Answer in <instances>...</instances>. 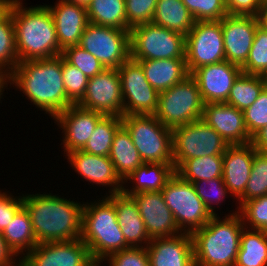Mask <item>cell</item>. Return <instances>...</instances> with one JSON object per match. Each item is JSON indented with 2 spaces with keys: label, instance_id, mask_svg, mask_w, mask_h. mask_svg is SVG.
<instances>
[{
  "label": "cell",
  "instance_id": "1",
  "mask_svg": "<svg viewBox=\"0 0 267 266\" xmlns=\"http://www.w3.org/2000/svg\"><path fill=\"white\" fill-rule=\"evenodd\" d=\"M11 85L52 120L74 104L67 97L64 87L61 55L49 59L20 61L10 73Z\"/></svg>",
  "mask_w": 267,
  "mask_h": 266
},
{
  "label": "cell",
  "instance_id": "2",
  "mask_svg": "<svg viewBox=\"0 0 267 266\" xmlns=\"http://www.w3.org/2000/svg\"><path fill=\"white\" fill-rule=\"evenodd\" d=\"M83 206L84 202L58 194H23V207L29 213L38 244L80 239Z\"/></svg>",
  "mask_w": 267,
  "mask_h": 266
},
{
  "label": "cell",
  "instance_id": "3",
  "mask_svg": "<svg viewBox=\"0 0 267 266\" xmlns=\"http://www.w3.org/2000/svg\"><path fill=\"white\" fill-rule=\"evenodd\" d=\"M18 60L49 59L60 56L53 16L44 5L24 7L23 0H11Z\"/></svg>",
  "mask_w": 267,
  "mask_h": 266
},
{
  "label": "cell",
  "instance_id": "4",
  "mask_svg": "<svg viewBox=\"0 0 267 266\" xmlns=\"http://www.w3.org/2000/svg\"><path fill=\"white\" fill-rule=\"evenodd\" d=\"M232 213L212 216L205 226L191 233L195 266H234L245 227L239 207Z\"/></svg>",
  "mask_w": 267,
  "mask_h": 266
},
{
  "label": "cell",
  "instance_id": "5",
  "mask_svg": "<svg viewBox=\"0 0 267 266\" xmlns=\"http://www.w3.org/2000/svg\"><path fill=\"white\" fill-rule=\"evenodd\" d=\"M84 202L81 240L89 248L93 261L103 263L109 255L130 248L118 225L113 201L102 196Z\"/></svg>",
  "mask_w": 267,
  "mask_h": 266
},
{
  "label": "cell",
  "instance_id": "6",
  "mask_svg": "<svg viewBox=\"0 0 267 266\" xmlns=\"http://www.w3.org/2000/svg\"><path fill=\"white\" fill-rule=\"evenodd\" d=\"M121 118L144 163H174L172 129L165 127L155 115Z\"/></svg>",
  "mask_w": 267,
  "mask_h": 266
},
{
  "label": "cell",
  "instance_id": "7",
  "mask_svg": "<svg viewBox=\"0 0 267 266\" xmlns=\"http://www.w3.org/2000/svg\"><path fill=\"white\" fill-rule=\"evenodd\" d=\"M204 101L195 79L189 75L171 88L159 92L158 108L154 114L170 129L202 118Z\"/></svg>",
  "mask_w": 267,
  "mask_h": 266
},
{
  "label": "cell",
  "instance_id": "8",
  "mask_svg": "<svg viewBox=\"0 0 267 266\" xmlns=\"http://www.w3.org/2000/svg\"><path fill=\"white\" fill-rule=\"evenodd\" d=\"M165 203L182 233H192L207 224L212 215L195 192L192 183L174 173L161 190Z\"/></svg>",
  "mask_w": 267,
  "mask_h": 266
},
{
  "label": "cell",
  "instance_id": "9",
  "mask_svg": "<svg viewBox=\"0 0 267 266\" xmlns=\"http://www.w3.org/2000/svg\"><path fill=\"white\" fill-rule=\"evenodd\" d=\"M130 56L134 60L185 58V36L151 23L130 29Z\"/></svg>",
  "mask_w": 267,
  "mask_h": 266
},
{
  "label": "cell",
  "instance_id": "10",
  "mask_svg": "<svg viewBox=\"0 0 267 266\" xmlns=\"http://www.w3.org/2000/svg\"><path fill=\"white\" fill-rule=\"evenodd\" d=\"M172 143L175 170L186 160L223 155L229 146L226 140L202 119L174 128Z\"/></svg>",
  "mask_w": 267,
  "mask_h": 266
},
{
  "label": "cell",
  "instance_id": "11",
  "mask_svg": "<svg viewBox=\"0 0 267 266\" xmlns=\"http://www.w3.org/2000/svg\"><path fill=\"white\" fill-rule=\"evenodd\" d=\"M79 46L106 69H118L130 56V31L88 23Z\"/></svg>",
  "mask_w": 267,
  "mask_h": 266
},
{
  "label": "cell",
  "instance_id": "12",
  "mask_svg": "<svg viewBox=\"0 0 267 266\" xmlns=\"http://www.w3.org/2000/svg\"><path fill=\"white\" fill-rule=\"evenodd\" d=\"M185 60L189 74L195 69L226 60L219 21H195L185 36Z\"/></svg>",
  "mask_w": 267,
  "mask_h": 266
},
{
  "label": "cell",
  "instance_id": "13",
  "mask_svg": "<svg viewBox=\"0 0 267 266\" xmlns=\"http://www.w3.org/2000/svg\"><path fill=\"white\" fill-rule=\"evenodd\" d=\"M123 97V116L154 115L158 108L159 92L145 77L141 64L131 57L119 68Z\"/></svg>",
  "mask_w": 267,
  "mask_h": 266
},
{
  "label": "cell",
  "instance_id": "14",
  "mask_svg": "<svg viewBox=\"0 0 267 266\" xmlns=\"http://www.w3.org/2000/svg\"><path fill=\"white\" fill-rule=\"evenodd\" d=\"M78 106L105 116H123V97L118 69H104L89 78L87 88Z\"/></svg>",
  "mask_w": 267,
  "mask_h": 266
},
{
  "label": "cell",
  "instance_id": "15",
  "mask_svg": "<svg viewBox=\"0 0 267 266\" xmlns=\"http://www.w3.org/2000/svg\"><path fill=\"white\" fill-rule=\"evenodd\" d=\"M93 261L81 239L39 243L21 259L22 266H88Z\"/></svg>",
  "mask_w": 267,
  "mask_h": 266
},
{
  "label": "cell",
  "instance_id": "16",
  "mask_svg": "<svg viewBox=\"0 0 267 266\" xmlns=\"http://www.w3.org/2000/svg\"><path fill=\"white\" fill-rule=\"evenodd\" d=\"M102 113L84 109L77 104H73L60 114H58L53 120L57 123V126L62 130L63 139L61 144L63 145L64 156L65 154L82 150L91 137L97 123L104 117Z\"/></svg>",
  "mask_w": 267,
  "mask_h": 266
},
{
  "label": "cell",
  "instance_id": "17",
  "mask_svg": "<svg viewBox=\"0 0 267 266\" xmlns=\"http://www.w3.org/2000/svg\"><path fill=\"white\" fill-rule=\"evenodd\" d=\"M242 68L227 60L201 66L190 75L195 79L204 103H226Z\"/></svg>",
  "mask_w": 267,
  "mask_h": 266
},
{
  "label": "cell",
  "instance_id": "18",
  "mask_svg": "<svg viewBox=\"0 0 267 266\" xmlns=\"http://www.w3.org/2000/svg\"><path fill=\"white\" fill-rule=\"evenodd\" d=\"M256 16L226 15L221 19L226 60L242 66L252 47L256 29Z\"/></svg>",
  "mask_w": 267,
  "mask_h": 266
},
{
  "label": "cell",
  "instance_id": "19",
  "mask_svg": "<svg viewBox=\"0 0 267 266\" xmlns=\"http://www.w3.org/2000/svg\"><path fill=\"white\" fill-rule=\"evenodd\" d=\"M65 156L78 177L82 176L85 181L96 184L97 187H109L108 194L105 191L106 195L122 193L123 181L117 175L109 156L93 155L83 150H75Z\"/></svg>",
  "mask_w": 267,
  "mask_h": 266
},
{
  "label": "cell",
  "instance_id": "20",
  "mask_svg": "<svg viewBox=\"0 0 267 266\" xmlns=\"http://www.w3.org/2000/svg\"><path fill=\"white\" fill-rule=\"evenodd\" d=\"M131 197L138 206L150 240L174 237L182 233L161 191L141 192Z\"/></svg>",
  "mask_w": 267,
  "mask_h": 266
},
{
  "label": "cell",
  "instance_id": "21",
  "mask_svg": "<svg viewBox=\"0 0 267 266\" xmlns=\"http://www.w3.org/2000/svg\"><path fill=\"white\" fill-rule=\"evenodd\" d=\"M50 5L46 6L53 16L61 55L66 48L79 46L89 23L87 9L86 6L64 0H57L55 5Z\"/></svg>",
  "mask_w": 267,
  "mask_h": 266
},
{
  "label": "cell",
  "instance_id": "22",
  "mask_svg": "<svg viewBox=\"0 0 267 266\" xmlns=\"http://www.w3.org/2000/svg\"><path fill=\"white\" fill-rule=\"evenodd\" d=\"M202 120L214 128L229 145L251 142L243 111L226 103H205Z\"/></svg>",
  "mask_w": 267,
  "mask_h": 266
},
{
  "label": "cell",
  "instance_id": "23",
  "mask_svg": "<svg viewBox=\"0 0 267 266\" xmlns=\"http://www.w3.org/2000/svg\"><path fill=\"white\" fill-rule=\"evenodd\" d=\"M256 153L251 143L229 145L223 154L222 178L234 200L245 191Z\"/></svg>",
  "mask_w": 267,
  "mask_h": 266
},
{
  "label": "cell",
  "instance_id": "24",
  "mask_svg": "<svg viewBox=\"0 0 267 266\" xmlns=\"http://www.w3.org/2000/svg\"><path fill=\"white\" fill-rule=\"evenodd\" d=\"M146 248L150 266H195L190 233L152 239Z\"/></svg>",
  "mask_w": 267,
  "mask_h": 266
},
{
  "label": "cell",
  "instance_id": "25",
  "mask_svg": "<svg viewBox=\"0 0 267 266\" xmlns=\"http://www.w3.org/2000/svg\"><path fill=\"white\" fill-rule=\"evenodd\" d=\"M114 203L118 225L129 247H146L151 241L138 206L131 196L123 193L107 195ZM143 244V245H142Z\"/></svg>",
  "mask_w": 267,
  "mask_h": 266
},
{
  "label": "cell",
  "instance_id": "26",
  "mask_svg": "<svg viewBox=\"0 0 267 266\" xmlns=\"http://www.w3.org/2000/svg\"><path fill=\"white\" fill-rule=\"evenodd\" d=\"M174 173V163H143L123 180L122 193L132 196L161 191ZM127 183L132 184L130 188L125 186Z\"/></svg>",
  "mask_w": 267,
  "mask_h": 266
},
{
  "label": "cell",
  "instance_id": "27",
  "mask_svg": "<svg viewBox=\"0 0 267 266\" xmlns=\"http://www.w3.org/2000/svg\"><path fill=\"white\" fill-rule=\"evenodd\" d=\"M136 61L141 64L147 81L158 92L171 88L190 75L185 58Z\"/></svg>",
  "mask_w": 267,
  "mask_h": 266
},
{
  "label": "cell",
  "instance_id": "28",
  "mask_svg": "<svg viewBox=\"0 0 267 266\" xmlns=\"http://www.w3.org/2000/svg\"><path fill=\"white\" fill-rule=\"evenodd\" d=\"M109 158L122 181L144 163L123 125L115 132Z\"/></svg>",
  "mask_w": 267,
  "mask_h": 266
},
{
  "label": "cell",
  "instance_id": "29",
  "mask_svg": "<svg viewBox=\"0 0 267 266\" xmlns=\"http://www.w3.org/2000/svg\"><path fill=\"white\" fill-rule=\"evenodd\" d=\"M194 22L182 0H158L152 19L153 24L186 36Z\"/></svg>",
  "mask_w": 267,
  "mask_h": 266
},
{
  "label": "cell",
  "instance_id": "30",
  "mask_svg": "<svg viewBox=\"0 0 267 266\" xmlns=\"http://www.w3.org/2000/svg\"><path fill=\"white\" fill-rule=\"evenodd\" d=\"M1 234L7 244L21 259L38 245L32 221L29 213L24 207L17 212L13 217V221L9 223L7 228H5Z\"/></svg>",
  "mask_w": 267,
  "mask_h": 266
},
{
  "label": "cell",
  "instance_id": "31",
  "mask_svg": "<svg viewBox=\"0 0 267 266\" xmlns=\"http://www.w3.org/2000/svg\"><path fill=\"white\" fill-rule=\"evenodd\" d=\"M234 266H267V233L244 227Z\"/></svg>",
  "mask_w": 267,
  "mask_h": 266
},
{
  "label": "cell",
  "instance_id": "32",
  "mask_svg": "<svg viewBox=\"0 0 267 266\" xmlns=\"http://www.w3.org/2000/svg\"><path fill=\"white\" fill-rule=\"evenodd\" d=\"M86 9L89 23L127 30L125 0H90Z\"/></svg>",
  "mask_w": 267,
  "mask_h": 266
},
{
  "label": "cell",
  "instance_id": "33",
  "mask_svg": "<svg viewBox=\"0 0 267 266\" xmlns=\"http://www.w3.org/2000/svg\"><path fill=\"white\" fill-rule=\"evenodd\" d=\"M223 155L196 157L183 162L176 170L182 179L192 183L222 178Z\"/></svg>",
  "mask_w": 267,
  "mask_h": 266
},
{
  "label": "cell",
  "instance_id": "34",
  "mask_svg": "<svg viewBox=\"0 0 267 266\" xmlns=\"http://www.w3.org/2000/svg\"><path fill=\"white\" fill-rule=\"evenodd\" d=\"M264 89L261 75L241 73L234 82L226 104L244 111L252 105Z\"/></svg>",
  "mask_w": 267,
  "mask_h": 266
},
{
  "label": "cell",
  "instance_id": "35",
  "mask_svg": "<svg viewBox=\"0 0 267 266\" xmlns=\"http://www.w3.org/2000/svg\"><path fill=\"white\" fill-rule=\"evenodd\" d=\"M121 125L122 118L120 116H104L97 123L90 139L82 150L93 155L109 156L113 137Z\"/></svg>",
  "mask_w": 267,
  "mask_h": 266
},
{
  "label": "cell",
  "instance_id": "36",
  "mask_svg": "<svg viewBox=\"0 0 267 266\" xmlns=\"http://www.w3.org/2000/svg\"><path fill=\"white\" fill-rule=\"evenodd\" d=\"M267 195V152L257 151L253 157L251 175L244 194L236 201L238 207L253 198Z\"/></svg>",
  "mask_w": 267,
  "mask_h": 266
},
{
  "label": "cell",
  "instance_id": "37",
  "mask_svg": "<svg viewBox=\"0 0 267 266\" xmlns=\"http://www.w3.org/2000/svg\"><path fill=\"white\" fill-rule=\"evenodd\" d=\"M18 63L13 18L8 11L0 19V69L11 73Z\"/></svg>",
  "mask_w": 267,
  "mask_h": 266
},
{
  "label": "cell",
  "instance_id": "38",
  "mask_svg": "<svg viewBox=\"0 0 267 266\" xmlns=\"http://www.w3.org/2000/svg\"><path fill=\"white\" fill-rule=\"evenodd\" d=\"M195 192L203 201L205 208L212 216L219 215L215 207L222 205V201L231 198L230 192L226 187L223 178H214L210 180H200L192 182ZM229 194V195H227ZM215 205V206H213Z\"/></svg>",
  "mask_w": 267,
  "mask_h": 266
},
{
  "label": "cell",
  "instance_id": "39",
  "mask_svg": "<svg viewBox=\"0 0 267 266\" xmlns=\"http://www.w3.org/2000/svg\"><path fill=\"white\" fill-rule=\"evenodd\" d=\"M241 68L243 73L252 75H262L267 71V31L259 26L247 60Z\"/></svg>",
  "mask_w": 267,
  "mask_h": 266
},
{
  "label": "cell",
  "instance_id": "40",
  "mask_svg": "<svg viewBox=\"0 0 267 266\" xmlns=\"http://www.w3.org/2000/svg\"><path fill=\"white\" fill-rule=\"evenodd\" d=\"M239 214L246 228L267 233V195L244 202L239 207Z\"/></svg>",
  "mask_w": 267,
  "mask_h": 266
},
{
  "label": "cell",
  "instance_id": "41",
  "mask_svg": "<svg viewBox=\"0 0 267 266\" xmlns=\"http://www.w3.org/2000/svg\"><path fill=\"white\" fill-rule=\"evenodd\" d=\"M61 56L72 66L77 67L88 78L101 73L105 67L90 52L80 46H71L62 51Z\"/></svg>",
  "mask_w": 267,
  "mask_h": 266
},
{
  "label": "cell",
  "instance_id": "42",
  "mask_svg": "<svg viewBox=\"0 0 267 266\" xmlns=\"http://www.w3.org/2000/svg\"><path fill=\"white\" fill-rule=\"evenodd\" d=\"M195 21H219L228 15L224 0H182Z\"/></svg>",
  "mask_w": 267,
  "mask_h": 266
},
{
  "label": "cell",
  "instance_id": "43",
  "mask_svg": "<svg viewBox=\"0 0 267 266\" xmlns=\"http://www.w3.org/2000/svg\"><path fill=\"white\" fill-rule=\"evenodd\" d=\"M62 76L67 97L77 104L85 94L89 78L62 57Z\"/></svg>",
  "mask_w": 267,
  "mask_h": 266
},
{
  "label": "cell",
  "instance_id": "44",
  "mask_svg": "<svg viewBox=\"0 0 267 266\" xmlns=\"http://www.w3.org/2000/svg\"><path fill=\"white\" fill-rule=\"evenodd\" d=\"M158 0H125L127 30L151 23Z\"/></svg>",
  "mask_w": 267,
  "mask_h": 266
},
{
  "label": "cell",
  "instance_id": "45",
  "mask_svg": "<svg viewBox=\"0 0 267 266\" xmlns=\"http://www.w3.org/2000/svg\"><path fill=\"white\" fill-rule=\"evenodd\" d=\"M243 117L250 137L267 126V90L265 88L256 101L243 111Z\"/></svg>",
  "mask_w": 267,
  "mask_h": 266
},
{
  "label": "cell",
  "instance_id": "46",
  "mask_svg": "<svg viewBox=\"0 0 267 266\" xmlns=\"http://www.w3.org/2000/svg\"><path fill=\"white\" fill-rule=\"evenodd\" d=\"M107 261V262H106ZM108 266H150L146 247H130L109 255L103 260Z\"/></svg>",
  "mask_w": 267,
  "mask_h": 266
},
{
  "label": "cell",
  "instance_id": "47",
  "mask_svg": "<svg viewBox=\"0 0 267 266\" xmlns=\"http://www.w3.org/2000/svg\"><path fill=\"white\" fill-rule=\"evenodd\" d=\"M23 207L22 196H14L9 191L0 190V232H2L11 221L17 212Z\"/></svg>",
  "mask_w": 267,
  "mask_h": 266
},
{
  "label": "cell",
  "instance_id": "48",
  "mask_svg": "<svg viewBox=\"0 0 267 266\" xmlns=\"http://www.w3.org/2000/svg\"><path fill=\"white\" fill-rule=\"evenodd\" d=\"M228 15L257 16L264 0H224Z\"/></svg>",
  "mask_w": 267,
  "mask_h": 266
},
{
  "label": "cell",
  "instance_id": "49",
  "mask_svg": "<svg viewBox=\"0 0 267 266\" xmlns=\"http://www.w3.org/2000/svg\"><path fill=\"white\" fill-rule=\"evenodd\" d=\"M21 258L7 244L0 232V266H20Z\"/></svg>",
  "mask_w": 267,
  "mask_h": 266
},
{
  "label": "cell",
  "instance_id": "50",
  "mask_svg": "<svg viewBox=\"0 0 267 266\" xmlns=\"http://www.w3.org/2000/svg\"><path fill=\"white\" fill-rule=\"evenodd\" d=\"M254 149L261 152H267V126L261 128L251 137V142Z\"/></svg>",
  "mask_w": 267,
  "mask_h": 266
},
{
  "label": "cell",
  "instance_id": "51",
  "mask_svg": "<svg viewBox=\"0 0 267 266\" xmlns=\"http://www.w3.org/2000/svg\"><path fill=\"white\" fill-rule=\"evenodd\" d=\"M8 85H10V73L7 72L6 70L0 69V101L1 99H3L4 91L6 89H9L7 88Z\"/></svg>",
  "mask_w": 267,
  "mask_h": 266
},
{
  "label": "cell",
  "instance_id": "52",
  "mask_svg": "<svg viewBox=\"0 0 267 266\" xmlns=\"http://www.w3.org/2000/svg\"><path fill=\"white\" fill-rule=\"evenodd\" d=\"M259 27L267 31V1H265L263 8L257 14Z\"/></svg>",
  "mask_w": 267,
  "mask_h": 266
},
{
  "label": "cell",
  "instance_id": "53",
  "mask_svg": "<svg viewBox=\"0 0 267 266\" xmlns=\"http://www.w3.org/2000/svg\"><path fill=\"white\" fill-rule=\"evenodd\" d=\"M11 0H0V19L8 12Z\"/></svg>",
  "mask_w": 267,
  "mask_h": 266
},
{
  "label": "cell",
  "instance_id": "54",
  "mask_svg": "<svg viewBox=\"0 0 267 266\" xmlns=\"http://www.w3.org/2000/svg\"><path fill=\"white\" fill-rule=\"evenodd\" d=\"M69 3H75V4H80L83 6H87L90 3V0H64Z\"/></svg>",
  "mask_w": 267,
  "mask_h": 266
},
{
  "label": "cell",
  "instance_id": "55",
  "mask_svg": "<svg viewBox=\"0 0 267 266\" xmlns=\"http://www.w3.org/2000/svg\"><path fill=\"white\" fill-rule=\"evenodd\" d=\"M262 80H263V83H264V88L267 90V71H265L262 75Z\"/></svg>",
  "mask_w": 267,
  "mask_h": 266
},
{
  "label": "cell",
  "instance_id": "56",
  "mask_svg": "<svg viewBox=\"0 0 267 266\" xmlns=\"http://www.w3.org/2000/svg\"><path fill=\"white\" fill-rule=\"evenodd\" d=\"M88 266H102L100 262L92 261Z\"/></svg>",
  "mask_w": 267,
  "mask_h": 266
}]
</instances>
